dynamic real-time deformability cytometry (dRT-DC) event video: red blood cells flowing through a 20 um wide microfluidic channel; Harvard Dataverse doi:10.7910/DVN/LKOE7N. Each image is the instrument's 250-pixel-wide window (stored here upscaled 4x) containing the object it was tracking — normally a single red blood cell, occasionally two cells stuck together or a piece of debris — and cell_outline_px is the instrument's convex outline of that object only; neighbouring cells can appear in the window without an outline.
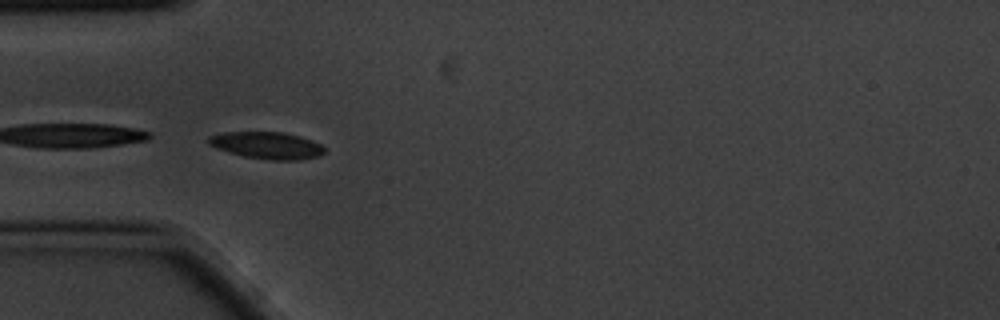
{"species": "common noctule bat (a hibernating species)", "species_latin": "Nyctalus noctula", "temperature_condition": "cold", "stored_images_in_passage": 5, "camera_frame_rate_fps": 3000, "um_per_image_px": 0.085, "animal": {"sex": "male", "body_mass_g": 20.1, "forearm_length_mm": 53.5}, "frame": {"image": 1, "passage_image": 4, "time_ms": 1.0, "image_size_px": [1000, 320], "cell_outline_px": [[324, 152], [320, 156], [300, 160], [268, 160], [244, 156], [228, 152], [216, 148], [208, 144], [208, 136], [220, 132], [280, 132], [300, 136], [312, 140], [320, 144], [324, 148]], "centroid_in_image_um": [22.67, 12.36], "position_along_channel_um": 62.3, "area_um2": 18.32}}